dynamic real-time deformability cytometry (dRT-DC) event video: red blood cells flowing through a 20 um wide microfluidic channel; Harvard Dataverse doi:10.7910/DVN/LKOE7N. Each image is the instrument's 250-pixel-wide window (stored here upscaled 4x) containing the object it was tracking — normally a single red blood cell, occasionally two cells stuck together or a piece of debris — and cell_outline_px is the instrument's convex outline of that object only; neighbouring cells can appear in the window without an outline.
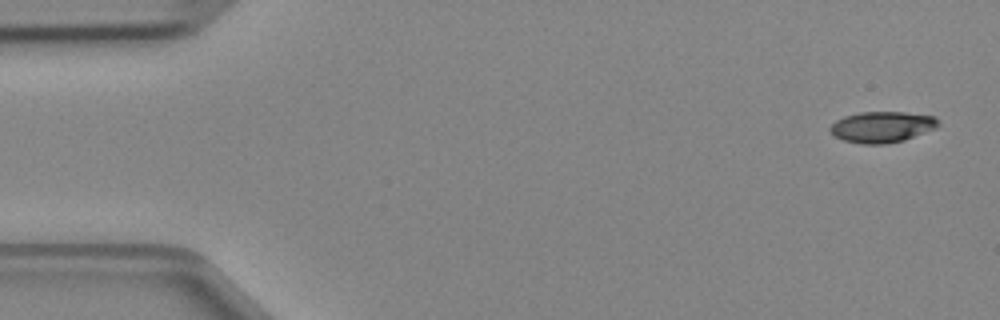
{"species": "Egyptian fruit bat (a non-hibernating species)", "species_latin": "Rousettus aegyptiacus", "temperature_condition": "cold", "stored_images_in_passage": 5, "segment_of_instrument_passage": [2, 2], "camera_frame_rate_fps": 3000, "um_per_image_px": 0.085, "animal": {"sex": "female"}, "frame": {"image": 1, "passage_image": 5, "time_ms": 1.333, "image_size_px": [1000, 320], "cell_outline_px": [[940, 124], [936, 128], [904, 140], [884, 144], [860, 144], [844, 140], [836, 136], [828, 128], [836, 120], [844, 116], [860, 112], [904, 112], [936, 116], [940, 120]], "centroid_in_image_um": [75.0, 10.78], "position_along_channel_um": 10.0, "area_um2": 19.59}}